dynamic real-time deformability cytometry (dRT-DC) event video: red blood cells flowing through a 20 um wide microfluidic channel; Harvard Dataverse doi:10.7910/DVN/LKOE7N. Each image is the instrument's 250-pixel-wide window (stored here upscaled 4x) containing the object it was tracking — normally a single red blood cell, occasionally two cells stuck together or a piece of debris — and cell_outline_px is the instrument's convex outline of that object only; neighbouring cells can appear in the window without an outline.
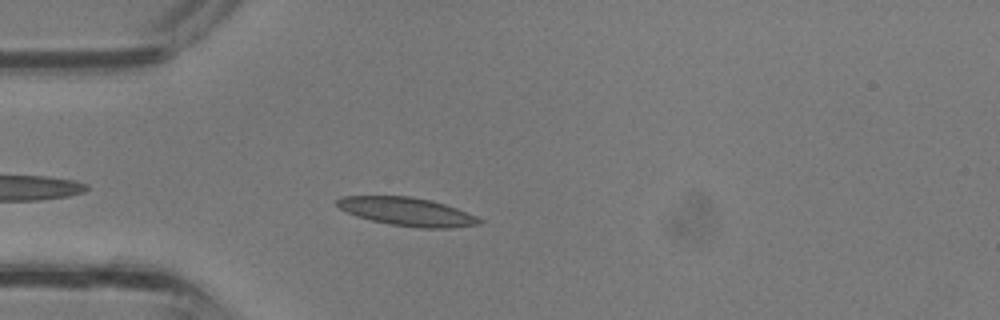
{"species": "common noctule bat (a hibernating species)", "species_latin": "Nyctalus noctula", "temperature_condition": "room temperature", "stored_images_in_passage": 25, "camera_frame_rate_fps": 3000, "um_per_image_px": 0.085, "animal": {"sex": "male", "body_mass_g": 13.3}, "frame": {"image": 1, "passage_image": 3, "time_ms": 0.667, "image_size_px": [1000, 320], "cell_outline_px": [[484, 220], [480, 224], [448, 228], [420, 228], [388, 224], [356, 216], [340, 208], [336, 204], [336, 200], [340, 196], [412, 196], [432, 200], [456, 208], [476, 216]], "centroid_in_image_um": [34.6, 17.99], "position_along_channel_um": 50.4, "area_um2": 23.47}}
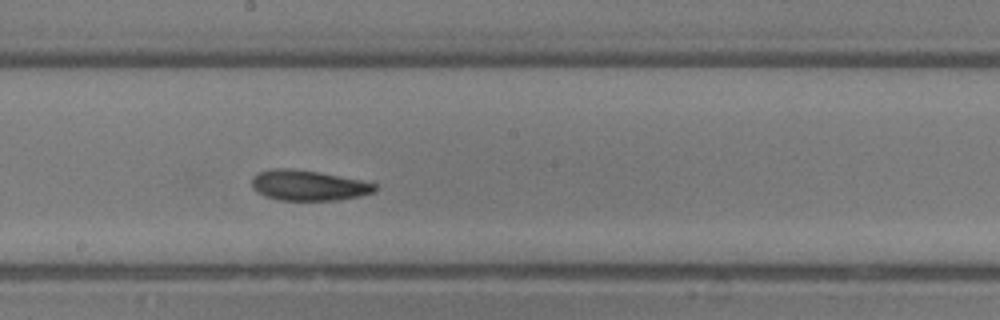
{"frame": {"image": 2, "passage_image": 13, "time_ms": 4.0, "image_size_px": [1000, 320], "cell_outline_px": [[380, 188], [372, 192], [360, 196], [336, 200], [280, 200], [264, 196], [256, 192], [252, 188], [252, 176], [256, 172], [272, 168], [288, 168], [320, 172], [360, 180], [376, 184]], "centroid_in_image_um": [26.17, 15.75], "position_along_channel_um": 222.0, "area_um2": 21.96}}
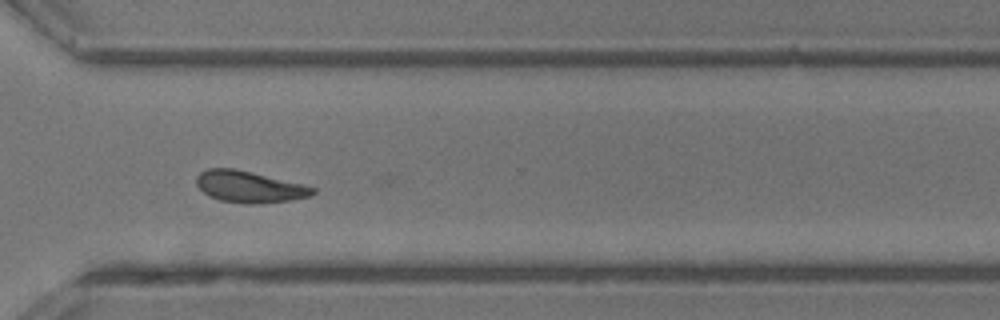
{"frame": {"image": 3, "passage_image": 20, "time_ms": 6.333, "image_size_px": [1000, 320], "cell_outline_px": [[316, 192], [308, 196], [292, 200], [260, 204], [248, 204], [220, 200], [208, 196], [196, 184], [196, 176], [200, 172], [208, 168], [236, 168], [304, 184], [316, 188]], "centroid_in_image_um": [21.19, 15.87], "position_along_channel_um": 349.4, "area_um2": 21.56}}